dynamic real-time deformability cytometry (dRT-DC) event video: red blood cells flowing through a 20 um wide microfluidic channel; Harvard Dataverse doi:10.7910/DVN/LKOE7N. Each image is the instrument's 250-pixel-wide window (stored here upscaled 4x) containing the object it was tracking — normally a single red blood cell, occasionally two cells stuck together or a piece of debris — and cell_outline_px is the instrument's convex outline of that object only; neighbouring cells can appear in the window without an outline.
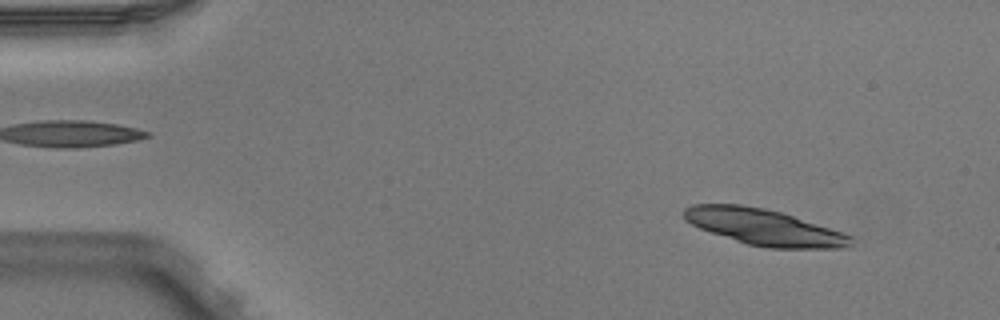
{"species": "Egyptian fruit bat (a non-hibernating species)", "species_latin": "Rousettus aegyptiacus", "temperature_condition": "warm", "stored_images_in_passage": 5, "camera_frame_rate_fps": 3000, "um_per_image_px": 0.085, "animal": {"sex": "male"}, "frame": {"image": 1, "passage_image": 1, "time_ms": 0.0, "image_size_px": [1000, 320], "cell_outline_px": [[856, 240], [848, 248], [768, 248], [748, 244], [700, 228], [684, 220], [684, 208], [692, 204], [740, 204], [764, 208], [780, 212], [844, 232], [852, 236]], "centroid_in_image_um": [64.99, 19.31], "position_along_channel_um": 20.0, "area_um2": 35.03}}
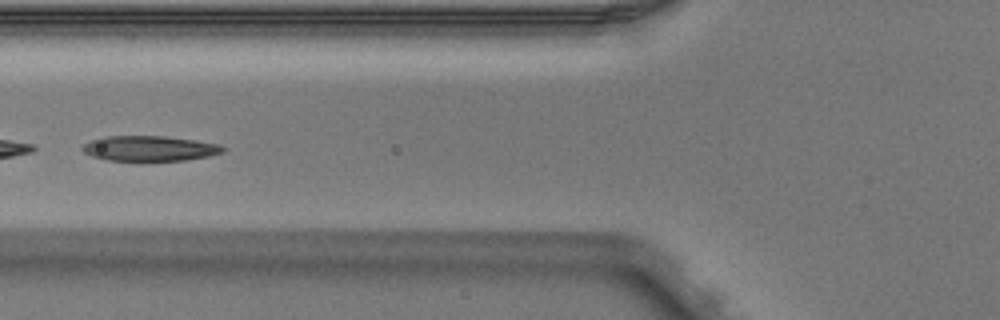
{"frame": {"image": 2, "passage_image": 5, "time_ms": 1.333, "image_size_px": [1000, 320], "cell_outline_px": [[228, 148], [224, 152], [208, 156], [184, 160], [140, 164], [108, 160], [92, 156], [84, 152], [80, 148], [84, 144], [92, 140], [104, 136], [164, 136], [220, 144]], "centroid_in_image_um": [12.7, 12.66], "position_along_channel_um": 113.1, "area_um2": 21.56}}